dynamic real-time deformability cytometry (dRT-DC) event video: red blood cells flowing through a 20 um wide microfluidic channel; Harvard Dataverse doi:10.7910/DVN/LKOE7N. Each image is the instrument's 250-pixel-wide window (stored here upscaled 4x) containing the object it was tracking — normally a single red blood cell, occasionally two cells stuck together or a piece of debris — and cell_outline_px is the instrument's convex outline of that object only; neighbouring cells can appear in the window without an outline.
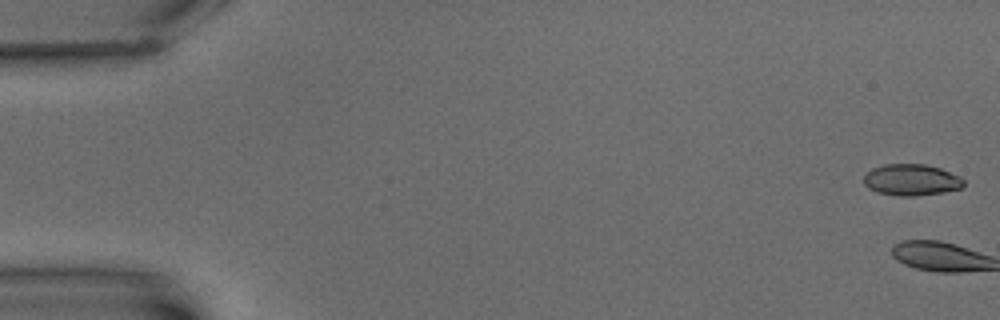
{"species": "common noctule bat (a hibernating species)", "species_latin": "Nyctalus noctula", "temperature_condition": "warm", "stored_images_in_passage": 8, "camera_frame_rate_fps": 3000, "um_per_image_px": 0.085, "animal": {"sex": "male", "body_mass_g": 15.6}, "frame": {"image": 1, "passage_image": 1, "time_ms": 0.0, "image_size_px": [1000, 320], "cell_outline_px": [[964, 184], [960, 188], [944, 192], [916, 196], [900, 196], [876, 192], [868, 188], [864, 184], [864, 176], [872, 168], [884, 164], [924, 164], [940, 168], [960, 176], [964, 180]], "centroid_in_image_um": [77.46, 15.29], "position_along_channel_um": 7.5, "area_um2": 18.32}}
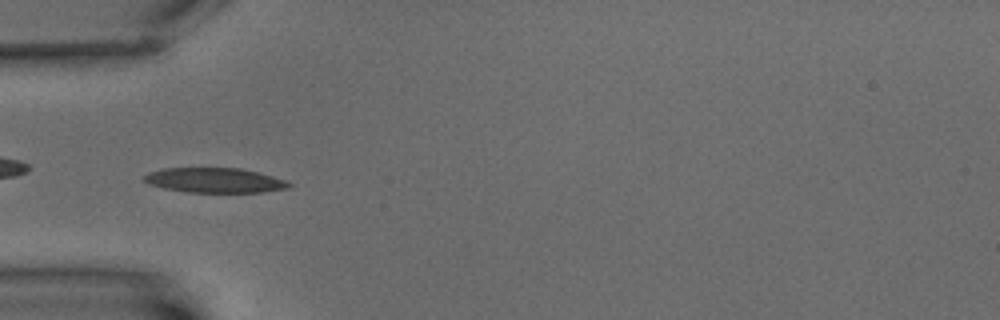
{"frame": {"image": 2, "passage_image": 7, "time_ms": 7.333, "image_size_px": [1000, 320], "cell_outline_px": [[292, 184], [288, 188], [260, 192], [188, 192], [164, 188], [148, 184], [144, 180], [144, 176], [148, 172], [164, 168], [240, 168], [288, 180]], "centroid_in_image_um": [18.24, 15.32], "position_along_channel_um": 66.8, "area_um2": 20.87}}